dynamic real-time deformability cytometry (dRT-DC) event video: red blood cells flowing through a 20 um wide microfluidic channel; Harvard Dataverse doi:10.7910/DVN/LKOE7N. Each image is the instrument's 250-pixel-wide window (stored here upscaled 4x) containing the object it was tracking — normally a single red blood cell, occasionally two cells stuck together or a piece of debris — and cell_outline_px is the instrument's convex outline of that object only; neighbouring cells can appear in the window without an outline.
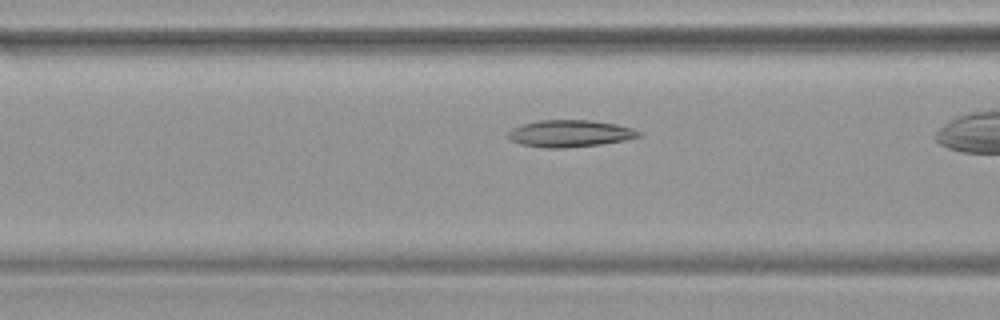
{"species": "common noctule bat (a hibernating species)", "species_latin": "Nyctalus noctula", "temperature_condition": "warm", "stored_images_in_passage": 32, "camera_frame_rate_fps": 3000, "um_per_image_px": 0.085, "animal": {"sex": "female", "body_mass_g": 19.9}, "frame": {"image": 1, "passage_image": 14, "time_ms": 4.333, "image_size_px": [1000, 320], "cell_outline_px": [[640, 136], [624, 140], [600, 144], [564, 148], [548, 148], [520, 144], [512, 140], [508, 136], [508, 132], [512, 128], [524, 124], [540, 120], [592, 120], [616, 124], [632, 128], [640, 132]], "centroid_in_image_um": [48.44, 11.34], "position_along_channel_um": 118.2, "area_um2": 20.29}}